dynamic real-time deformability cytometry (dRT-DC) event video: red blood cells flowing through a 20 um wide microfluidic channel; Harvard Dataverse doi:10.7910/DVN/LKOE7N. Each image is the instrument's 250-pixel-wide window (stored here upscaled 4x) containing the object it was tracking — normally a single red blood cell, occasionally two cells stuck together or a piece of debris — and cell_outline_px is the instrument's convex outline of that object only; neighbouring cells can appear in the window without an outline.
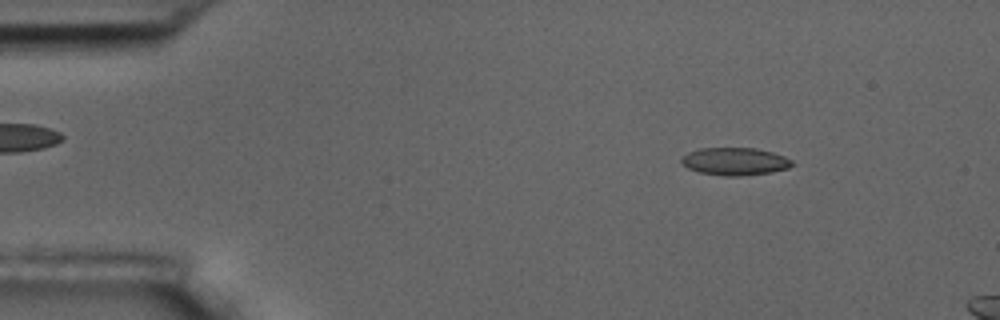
{"species": "common noctule bat (a hibernating species)", "species_latin": "Nyctalus noctula", "temperature_condition": "room temperature", "stored_images_in_passage": 3, "camera_frame_rate_fps": 3000, "um_per_image_px": 0.085, "animal": {"sex": "male", "body_mass_g": 17.5, "forearm_length_mm": 52.3}, "frame": {"image": 1, "passage_image": 1, "time_ms": 0.0, "image_size_px": [1000, 320], "cell_outline_px": [[796, 164], [788, 168], [772, 172], [740, 176], [724, 176], [700, 172], [688, 168], [680, 160], [688, 152], [700, 148], [756, 148], [772, 152], [784, 156], [792, 160]], "centroid_in_image_um": [62.51, 13.72], "position_along_channel_um": 22.5, "area_um2": 17.8}}